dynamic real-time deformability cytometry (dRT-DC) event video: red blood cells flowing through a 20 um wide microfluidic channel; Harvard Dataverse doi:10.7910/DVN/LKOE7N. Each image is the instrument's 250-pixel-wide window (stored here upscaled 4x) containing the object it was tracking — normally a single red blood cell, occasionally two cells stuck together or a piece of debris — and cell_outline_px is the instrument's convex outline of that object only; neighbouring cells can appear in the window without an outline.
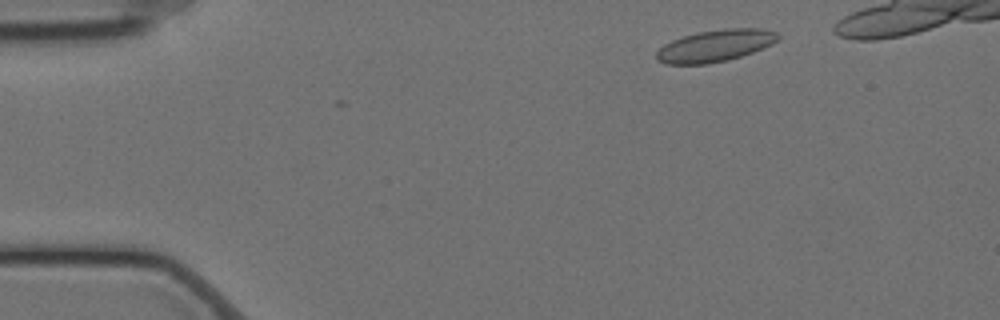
{"species": "Egyptian fruit bat (a non-hibernating species)", "species_latin": "Rousettus aegyptiacus", "temperature_condition": "cold", "stored_images_in_passage": 26, "camera_frame_rate_fps": 3000, "um_per_image_px": 0.085, "animal": {"sex": "female"}, "frame": {"image": 1, "passage_image": 3, "time_ms": 0.667, "image_size_px": [1000, 320], "cell_outline_px": [[780, 36], [772, 44], [752, 52], [740, 56], [724, 60], [704, 64], [664, 64], [656, 60], [656, 52], [664, 44], [672, 40], [696, 32], [724, 28], [760, 28], [776, 32]], "centroid_in_image_um": [60.76, 3.88], "position_along_channel_um": 24.2, "area_um2": 22.43}}
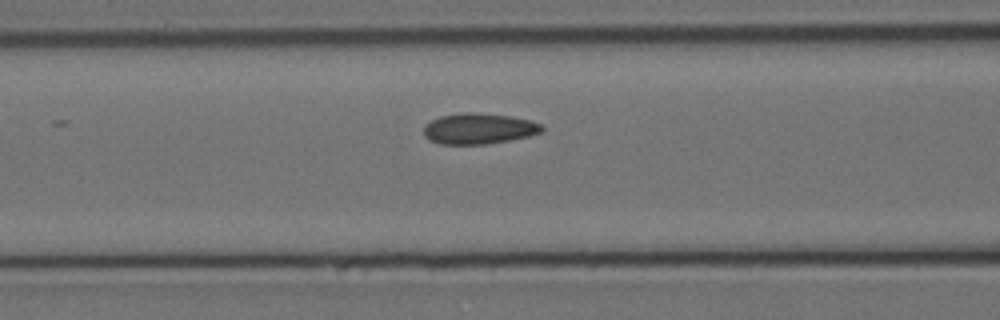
{"frame": {"image": 2, "passage_image": 18, "time_ms": 5.667, "image_size_px": [1000, 320], "cell_outline_px": [[544, 132], [528, 136], [508, 140], [484, 144], [440, 144], [428, 140], [424, 136], [424, 124], [440, 116], [464, 112], [476, 112], [508, 116], [528, 120], [540, 124], [544, 128]], "centroid_in_image_um": [40.66, 10.93], "position_along_channel_um": 125.9, "area_um2": 21.15}}
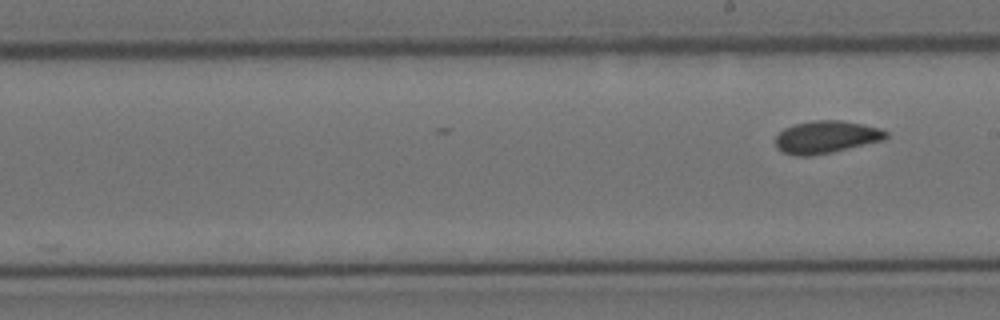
{"frame": {"image": 3, "passage_image": 26, "time_ms": 8.333, "image_size_px": [1000, 320], "cell_outline_px": [[888, 136], [884, 140], [832, 152], [808, 156], [796, 156], [784, 152], [776, 148], [776, 136], [784, 128], [796, 124], [812, 120], [840, 120], [864, 124], [880, 128], [888, 132]], "centroid_in_image_um": [70.24, 11.64], "position_along_channel_um": 218.8, "area_um2": 20.92}}